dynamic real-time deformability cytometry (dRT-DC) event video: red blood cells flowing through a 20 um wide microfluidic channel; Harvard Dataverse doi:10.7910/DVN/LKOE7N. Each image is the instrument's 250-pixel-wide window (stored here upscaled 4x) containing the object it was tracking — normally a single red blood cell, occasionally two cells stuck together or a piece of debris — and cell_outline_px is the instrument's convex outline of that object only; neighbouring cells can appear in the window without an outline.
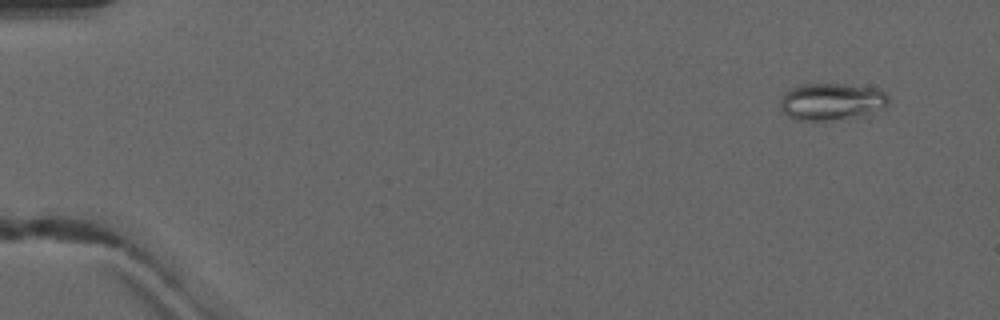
{"species": "common noctule bat (a hibernating species)", "species_latin": "Nyctalus noctula", "temperature_condition": "warm", "stored_images_in_passage": 4, "camera_frame_rate_fps": 3000, "um_per_image_px": 0.085, "animal": {"sex": "male", "forearm_length_mm": 52.5}, "frame": {"image": 1, "passage_image": 1, "time_ms": 0.0, "image_size_px": [1000, 320], "cell_outline_px": [[888, 108], [856, 116], [824, 120], [796, 120], [788, 116], [780, 108], [780, 100], [784, 92], [788, 88], [800, 84], [840, 84], [880, 88], [888, 96]], "centroid_in_image_um": [70.67, 8.61], "position_along_channel_um": 14.3, "area_um2": 23.47}}